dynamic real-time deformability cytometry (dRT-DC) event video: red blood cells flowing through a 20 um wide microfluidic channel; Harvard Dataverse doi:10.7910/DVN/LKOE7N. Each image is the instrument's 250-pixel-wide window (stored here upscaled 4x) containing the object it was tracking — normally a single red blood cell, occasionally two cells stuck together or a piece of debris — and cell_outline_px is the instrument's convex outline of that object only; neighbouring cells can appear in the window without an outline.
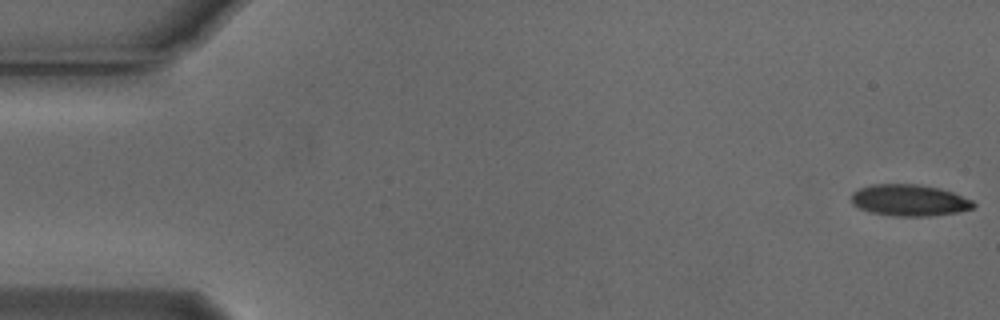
{"species": "Egyptian fruit bat (a non-hibernating species)", "species_latin": "Rousettus aegyptiacus", "temperature_condition": "cold", "stored_images_in_passage": 54, "camera_frame_rate_fps": 3000, "um_per_image_px": 0.085, "animal": {"sex": "male"}, "frame": {"image": 1, "passage_image": 1, "time_ms": 0.0, "image_size_px": [1000, 320], "cell_outline_px": [[976, 204], [972, 208], [956, 212], [928, 216], [896, 216], [872, 212], [860, 208], [852, 204], [852, 192], [860, 188], [872, 184], [916, 184], [940, 188], [952, 192], [972, 200]], "centroid_in_image_um": [77.28, 17.01], "position_along_channel_um": 7.7, "area_um2": 22.2}}
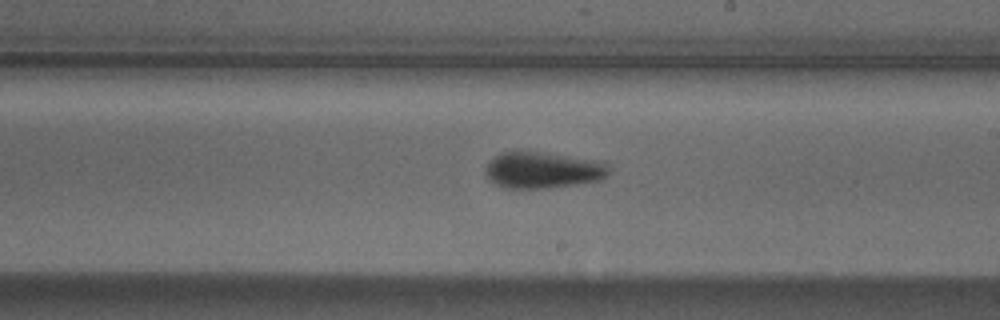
{"frame": {"image": 2, "passage_image": 31, "time_ms": 10.0, "image_size_px": [1000, 320], "cell_outline_px": [[612, 168], [608, 176], [600, 180], [576, 184], [544, 188], [504, 188], [492, 180], [484, 172], [488, 164], [500, 152], [516, 148], [604, 160]], "centroid_in_image_um": [46.21, 14.4], "position_along_channel_um": 242.8, "area_um2": 26.99}}
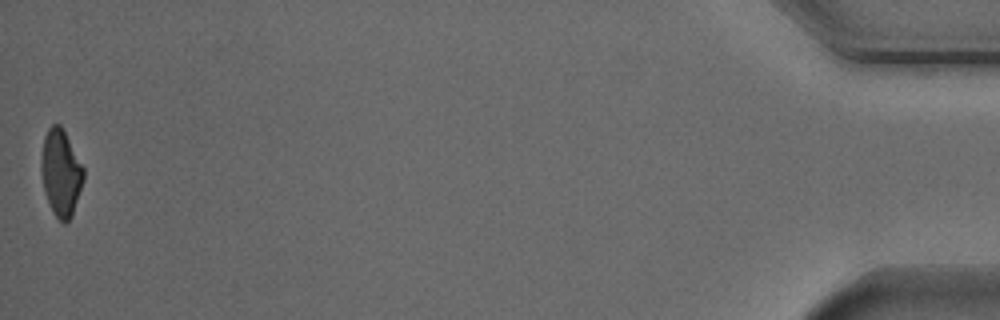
{"frame": {"image": 3, "passage_image": 54, "time_ms": 17.667, "image_size_px": [1000, 320], "cell_outline_px": [[84, 180], [72, 216], [64, 224], [52, 212], [44, 192], [40, 172], [40, 160], [44, 136], [48, 128], [52, 124], [60, 124], [84, 168]], "centroid_in_image_um": [5.15, 14.7], "position_along_channel_um": 430.0, "area_um2": 21.5}, "authors_computed_cell_mechanics": {"area_um2": 23.8714, "velocity_mm_per_s": 3.7709, "shape_relaxation_time_tau1_ms": 5.0444, "shape_relaxation_time_tau2_ms": 3.9344, "deformation_change_tau1": 0.1526, "deformation_change_tau2": 0.0681}}